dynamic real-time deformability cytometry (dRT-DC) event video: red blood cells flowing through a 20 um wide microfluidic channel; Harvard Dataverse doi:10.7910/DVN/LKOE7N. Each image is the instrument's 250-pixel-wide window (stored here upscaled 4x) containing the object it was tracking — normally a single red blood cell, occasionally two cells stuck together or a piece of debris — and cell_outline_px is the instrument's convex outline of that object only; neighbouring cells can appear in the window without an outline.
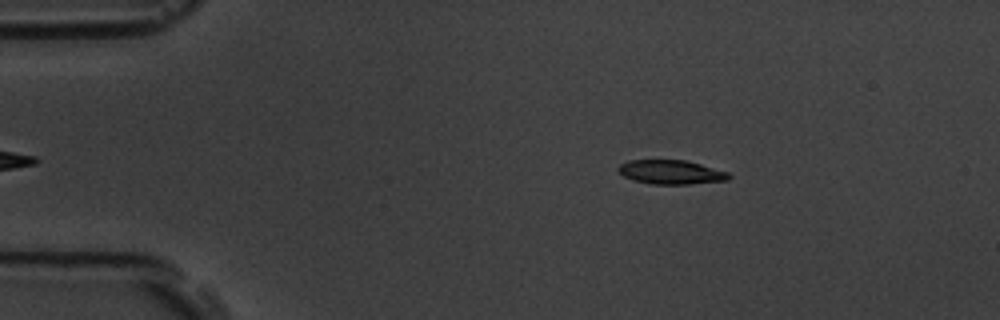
{"species": "common noctule bat (a hibernating species)", "species_latin": "Nyctalus noctula", "temperature_condition": "room temperature", "stored_images_in_passage": 3, "camera_frame_rate_fps": 3000, "um_per_image_px": 0.085, "animal": {"sex": "male", "body_mass_g": 19.5, "forearm_length_mm": 54.6}, "frame": {"image": 1, "passage_image": 1, "time_ms": 0.0, "image_size_px": [1000, 320], "cell_outline_px": [[732, 176], [728, 180], [688, 184], [652, 184], [632, 180], [624, 176], [616, 168], [620, 164], [628, 160], [684, 160], [700, 164], [728, 172]], "centroid_in_image_um": [57.02, 14.63], "position_along_channel_um": 28.0, "area_um2": 15.49}}
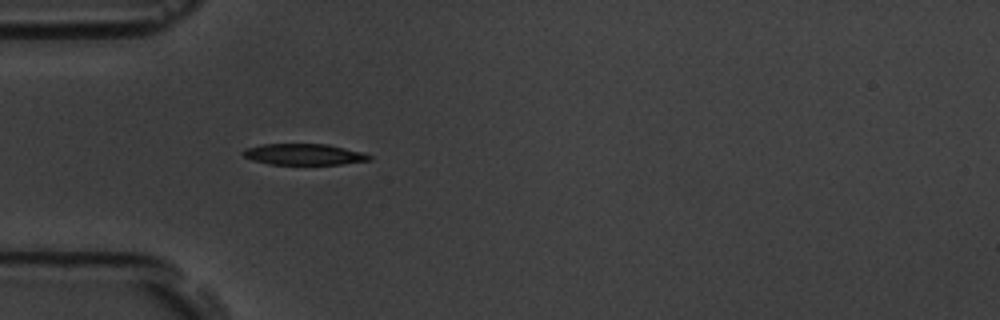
{"frame": {"image": 2, "passage_image": 3, "time_ms": 0.667, "image_size_px": [1000, 320], "cell_outline_px": [[372, 160], [340, 164], [268, 164], [252, 160], [244, 156], [240, 152], [244, 148], [260, 144], [328, 144], [360, 152], [372, 156]], "centroid_in_image_um": [25.77, 13.11], "position_along_channel_um": 59.2, "area_um2": 15.55}}